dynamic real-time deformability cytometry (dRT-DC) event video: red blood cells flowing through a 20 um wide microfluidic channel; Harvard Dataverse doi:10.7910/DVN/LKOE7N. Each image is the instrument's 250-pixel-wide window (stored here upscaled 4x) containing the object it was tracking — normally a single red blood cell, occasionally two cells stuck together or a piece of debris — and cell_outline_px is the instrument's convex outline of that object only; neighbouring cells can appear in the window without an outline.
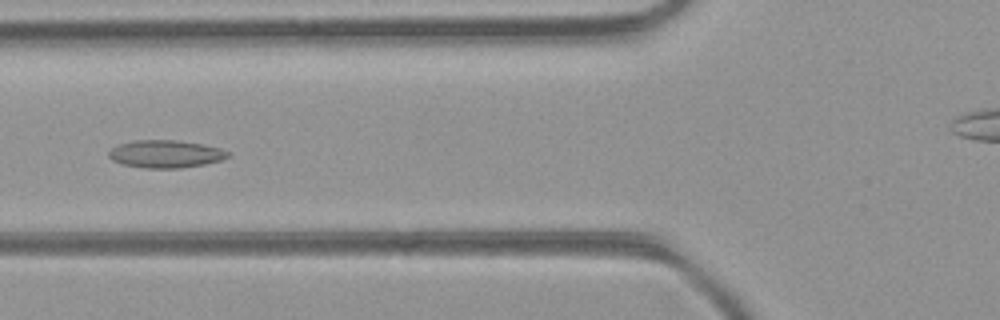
{"species": "common noctule bat (a hibernating species)", "species_latin": "Nyctalus noctula", "temperature_condition": "room temperature", "stored_images_in_passage": 47, "camera_frame_rate_fps": 3000, "um_per_image_px": 0.085, "animal": {"sex": "female", "body_mass_g": 21.9}, "frame": {"image": 1, "passage_image": 17, "time_ms": 5.333, "image_size_px": [1000, 320], "cell_outline_px": [[228, 156], [220, 160], [204, 164], [180, 168], [148, 168], [124, 164], [112, 160], [108, 156], [108, 152], [112, 148], [120, 144], [132, 140], [176, 140], [200, 144], [220, 148], [228, 152]], "centroid_in_image_um": [14.04, 13.08], "position_along_channel_um": 111.8, "area_um2": 18.9}}
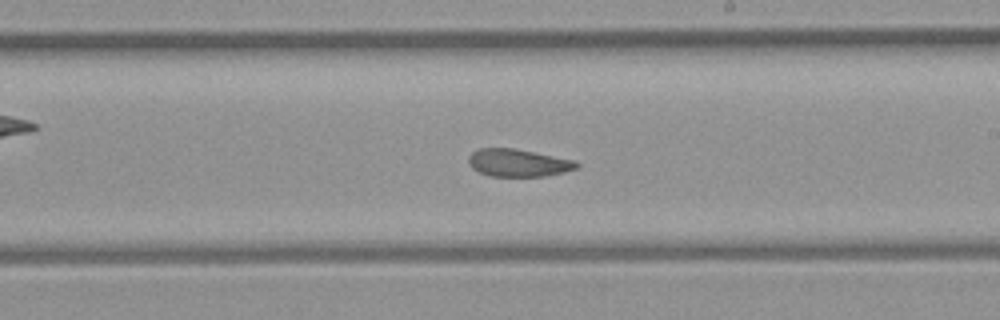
{"frame": {"image": 2, "passage_image": 26, "time_ms": 8.333, "image_size_px": [1000, 320], "cell_outline_px": [[580, 164], [576, 168], [564, 172], [544, 176], [488, 176], [472, 168], [468, 164], [468, 156], [472, 152], [480, 148], [512, 148], [576, 160]], "centroid_in_image_um": [44.03, 13.84], "position_along_channel_um": 245.0, "area_um2": 17.34}}
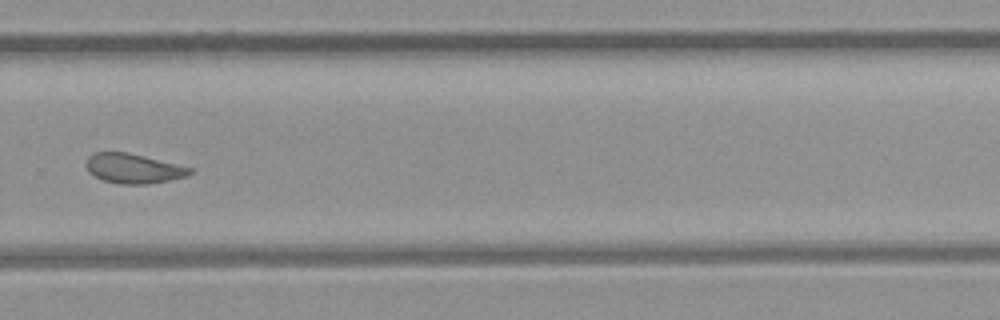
{"frame": {"image": 3, "passage_image": 31, "time_ms": 10.0, "image_size_px": [1000, 320], "cell_outline_px": [[192, 172], [184, 176], [168, 180], [144, 184], [120, 184], [104, 180], [88, 172], [84, 164], [88, 156], [92, 152], [128, 152], [192, 168]], "centroid_in_image_um": [11.26, 14.3], "position_along_channel_um": 318.5, "area_um2": 17.74}, "authors_computed_cell_mechanics": {"area_um2": 19.5364, "velocity_mm_per_s": 4.4459, "shape_relaxation_time_tau1_ms": null, "shape_relaxation_time_tau2_ms": 3.1475, "deformation_change_tau1": null, "deformation_change_tau2": 0.0972}}